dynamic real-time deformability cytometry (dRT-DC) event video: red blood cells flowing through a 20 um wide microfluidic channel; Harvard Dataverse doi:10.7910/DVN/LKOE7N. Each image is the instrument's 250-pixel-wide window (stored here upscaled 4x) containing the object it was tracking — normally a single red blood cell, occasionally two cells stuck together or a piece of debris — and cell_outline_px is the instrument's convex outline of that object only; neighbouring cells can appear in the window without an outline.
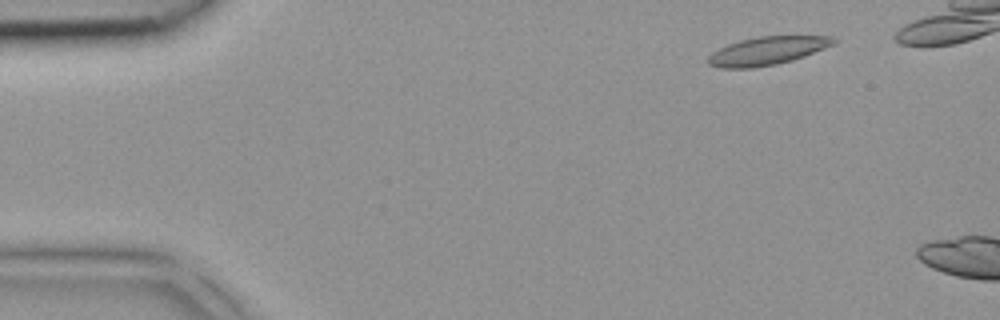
{"species": "common noctule bat (a hibernating species)", "species_latin": "Nyctalus noctula", "temperature_condition": "room temperature", "stored_images_in_passage": 4, "camera_frame_rate_fps": 3000, "um_per_image_px": 0.085, "animal": {"sex": "female", "body_mass_g": 18.4}, "frame": {"image": 1, "passage_image": 1, "time_ms": 0.0, "image_size_px": [1000, 320], "cell_outline_px": [[840, 40], [836, 44], [804, 56], [792, 60], [776, 64], [752, 68], [720, 68], [708, 64], [708, 56], [712, 52], [728, 44], [740, 40], [760, 36], [832, 36]], "centroid_in_image_um": [65.25, 4.31], "position_along_channel_um": 19.8, "area_um2": 20.69}}